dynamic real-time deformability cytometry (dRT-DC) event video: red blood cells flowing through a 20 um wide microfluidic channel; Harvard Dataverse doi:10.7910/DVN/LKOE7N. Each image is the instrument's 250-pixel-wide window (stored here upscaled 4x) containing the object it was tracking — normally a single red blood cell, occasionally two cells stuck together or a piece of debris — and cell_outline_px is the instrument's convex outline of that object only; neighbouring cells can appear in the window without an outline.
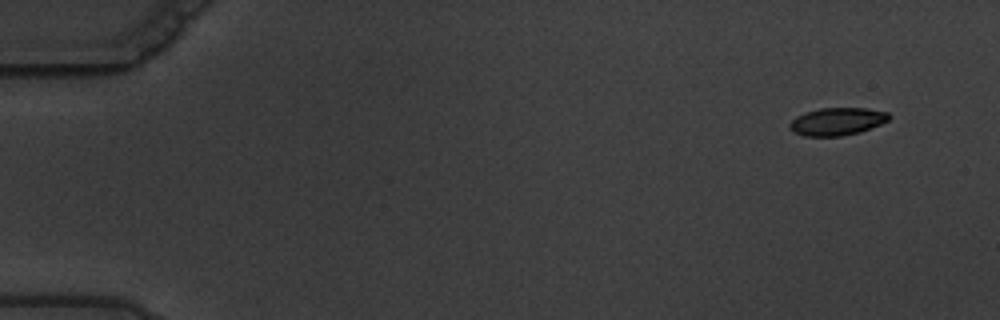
{"species": "common noctule bat (a hibernating species)", "species_latin": "Nyctalus noctula", "temperature_condition": "warm", "stored_images_in_passage": 4, "camera_frame_rate_fps": 3000, "um_per_image_px": 0.085, "animal": {"sex": "male", "body_mass_g": 19.5, "forearm_length_mm": 54.6}, "frame": {"image": 1, "passage_image": 2, "time_ms": 1.333, "image_size_px": [1000, 320], "cell_outline_px": [[892, 116], [888, 120], [880, 124], [860, 132], [840, 136], [804, 136], [788, 128], [788, 124], [796, 116], [804, 112], [820, 108], [868, 108], [888, 112]], "centroid_in_image_um": [71.15, 10.31], "position_along_channel_um": 13.8, "area_um2": 16.07}}